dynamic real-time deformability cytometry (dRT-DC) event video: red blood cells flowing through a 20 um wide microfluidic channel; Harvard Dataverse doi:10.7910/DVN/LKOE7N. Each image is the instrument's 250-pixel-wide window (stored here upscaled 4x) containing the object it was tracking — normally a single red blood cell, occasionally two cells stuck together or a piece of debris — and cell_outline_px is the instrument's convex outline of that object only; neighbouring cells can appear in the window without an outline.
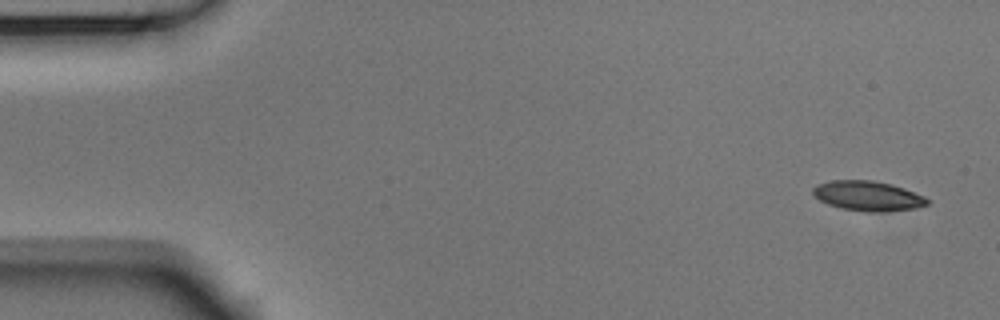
{"species": "Egyptian fruit bat (a non-hibernating species)", "species_latin": "Rousettus aegyptiacus", "temperature_condition": "room temperature", "stored_images_in_passage": 52, "camera_frame_rate_fps": 3000, "um_per_image_px": 0.085, "animal": {"sex": "male"}, "frame": {"image": 1, "passage_image": 1, "time_ms": 0.0, "image_size_px": [1000, 320], "cell_outline_px": [[928, 204], [916, 208], [884, 212], [868, 212], [844, 208], [828, 204], [820, 200], [812, 192], [812, 188], [816, 184], [832, 180], [872, 180], [892, 184], [904, 188], [924, 196], [928, 200]], "centroid_in_image_um": [73.77, 16.64], "position_along_channel_um": 11.2, "area_um2": 19.83}}
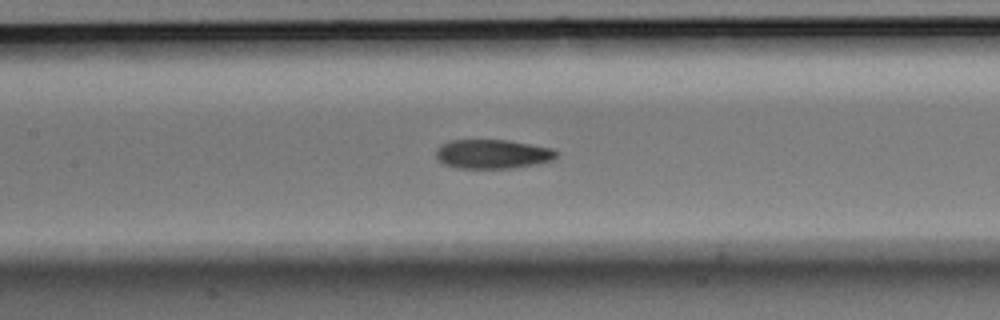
{"frame": {"image": 2, "passage_image": 23, "time_ms": 7.333, "image_size_px": [1000, 320], "cell_outline_px": [[560, 152], [552, 160], [536, 164], [516, 168], [456, 168], [444, 164], [436, 156], [436, 148], [440, 144], [452, 140], [508, 140], [552, 148]], "centroid_in_image_um": [41.87, 13.09], "position_along_channel_um": 165.5, "area_um2": 20.58}}
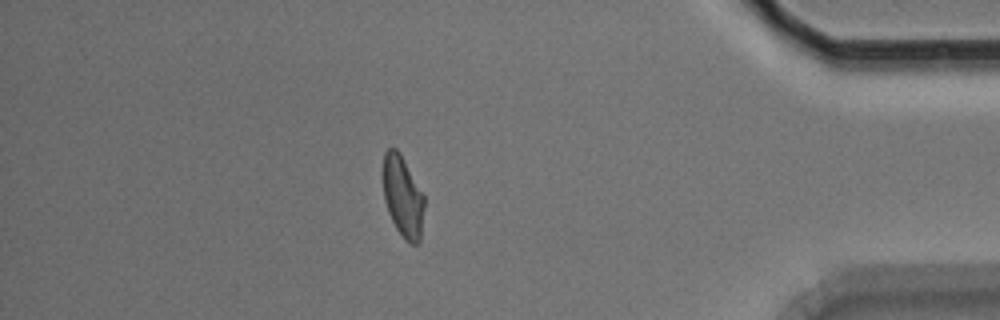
{"frame": {"image": 3, "passage_image": 45, "time_ms": 14.667, "image_size_px": [1000, 320], "cell_outline_px": [[424, 208], [420, 240], [416, 244], [412, 244], [404, 240], [396, 228], [388, 212], [384, 200], [380, 172], [384, 152], [388, 148], [396, 148], [400, 152], [424, 196]], "centroid_in_image_um": [34.18, 16.66], "position_along_channel_um": 401.0, "area_um2": 20.0}, "authors_computed_cell_mechanics": {"area_um2": 20.519, "velocity_mm_per_s": 3.7457, "shape_relaxation_time_tau1_ms": 6.5037, "shape_relaxation_time_tau2_ms": 2.8523, "deformation_change_tau1": 0.1698, "deformation_change_tau2": 0.0919}}